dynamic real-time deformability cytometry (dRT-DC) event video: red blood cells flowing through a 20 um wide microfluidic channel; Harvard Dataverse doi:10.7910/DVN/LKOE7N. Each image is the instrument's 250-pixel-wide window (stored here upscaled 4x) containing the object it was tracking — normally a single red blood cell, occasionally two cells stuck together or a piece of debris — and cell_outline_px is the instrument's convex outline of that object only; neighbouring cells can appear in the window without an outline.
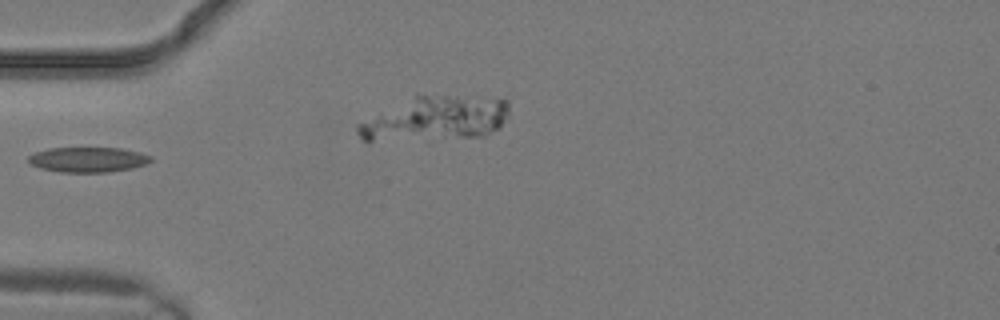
{"species": "common noctule bat (a hibernating species)", "species_latin": "Nyctalus noctula", "temperature_condition": "warm", "stored_images_in_passage": 2, "camera_frame_rate_fps": 3000, "um_per_image_px": 0.085, "animal": {"sex": "male", "body_mass_g": 19.2, "forearm_length_mm": 51.8}, "frame": {"image": 1, "passage_image": 2, "time_ms": 0.333, "image_size_px": [1000, 320], "cell_outline_px": [[152, 160], [144, 164], [132, 168], [108, 172], [60, 172], [40, 168], [32, 164], [28, 160], [28, 156], [36, 152], [48, 148], [120, 148], [140, 152], [152, 156]], "centroid_in_image_um": [7.48, 13.56], "position_along_channel_um": 77.5, "area_um2": 17.8}}